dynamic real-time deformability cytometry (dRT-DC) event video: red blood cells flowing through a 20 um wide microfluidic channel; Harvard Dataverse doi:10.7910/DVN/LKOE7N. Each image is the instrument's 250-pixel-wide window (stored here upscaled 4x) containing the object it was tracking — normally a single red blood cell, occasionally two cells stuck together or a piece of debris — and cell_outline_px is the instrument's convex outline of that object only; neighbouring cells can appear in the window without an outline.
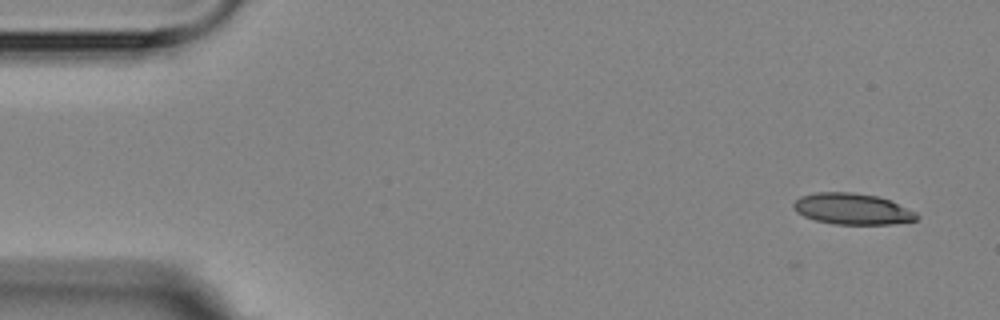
{"species": "Egyptian fruit bat (a non-hibernating species)", "species_latin": "Rousettus aegyptiacus", "temperature_condition": "room temperature", "stored_images_in_passage": 5, "camera_frame_rate_fps": 3000, "um_per_image_px": 0.085, "animal": {"sex": "female"}, "frame": {"image": 1, "passage_image": 2, "time_ms": 1.667, "image_size_px": [1000, 320], "cell_outline_px": [[920, 216], [916, 220], [892, 224], [832, 224], [816, 220], [804, 216], [796, 212], [792, 208], [792, 204], [800, 196], [816, 192], [852, 192], [876, 196], [888, 200], [916, 212]], "centroid_in_image_um": [72.41, 17.76], "position_along_channel_um": 12.6, "area_um2": 22.31}}
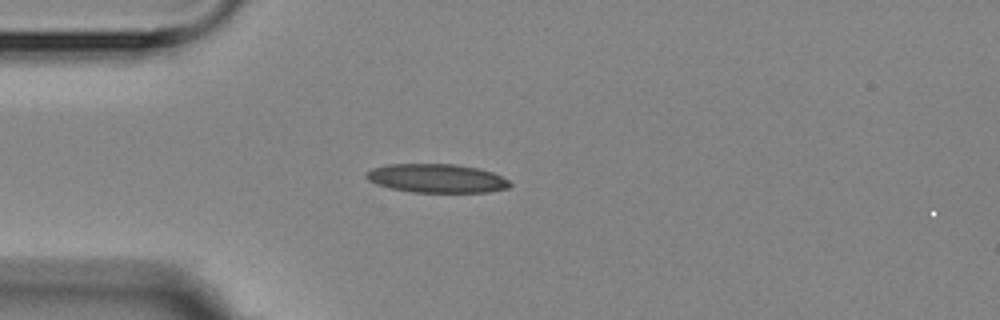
{"frame": {"image": 2, "passage_image": 5, "time_ms": 5.333, "image_size_px": [1000, 320], "cell_outline_px": [[512, 184], [508, 188], [488, 192], [412, 192], [392, 188], [368, 180], [364, 176], [364, 172], [372, 168], [388, 164], [456, 164], [476, 168], [492, 172], [508, 180]], "centroid_in_image_um": [37.11, 15.15], "position_along_channel_um": 47.9, "area_um2": 23.93}}